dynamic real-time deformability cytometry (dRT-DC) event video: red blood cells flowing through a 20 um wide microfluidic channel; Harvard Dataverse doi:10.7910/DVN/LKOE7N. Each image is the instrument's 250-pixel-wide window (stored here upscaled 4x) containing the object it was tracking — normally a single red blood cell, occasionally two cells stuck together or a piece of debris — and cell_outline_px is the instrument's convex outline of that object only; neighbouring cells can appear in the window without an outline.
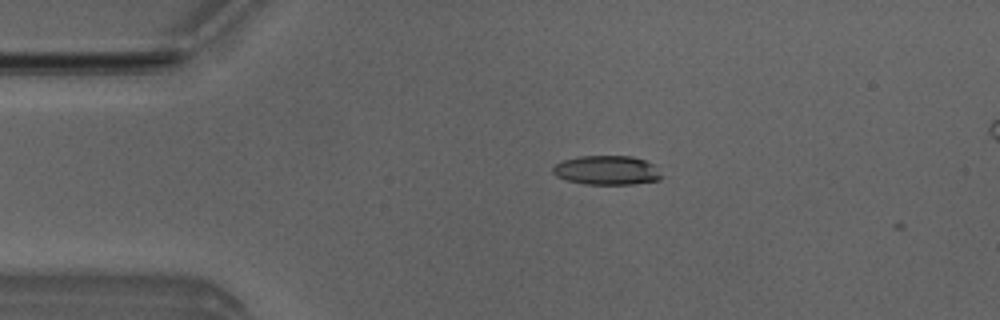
{"species": "Egyptian fruit bat (a non-hibernating species)", "species_latin": "Rousettus aegyptiacus", "temperature_condition": "room temperature", "stored_images_in_passage": 2, "camera_frame_rate_fps": 3000, "um_per_image_px": 0.085, "animal": {"sex": "male"}, "frame": {"image": 1, "passage_image": 1, "time_ms": 0.0, "image_size_px": [1000, 320], "cell_outline_px": [[664, 176], [660, 180], [632, 184], [584, 184], [568, 180], [556, 176], [552, 172], [552, 168], [556, 164], [564, 160], [580, 156], [632, 156], [656, 164]], "centroid_in_image_um": [51.65, 14.47], "position_along_channel_um": 33.4, "area_um2": 18.67}}